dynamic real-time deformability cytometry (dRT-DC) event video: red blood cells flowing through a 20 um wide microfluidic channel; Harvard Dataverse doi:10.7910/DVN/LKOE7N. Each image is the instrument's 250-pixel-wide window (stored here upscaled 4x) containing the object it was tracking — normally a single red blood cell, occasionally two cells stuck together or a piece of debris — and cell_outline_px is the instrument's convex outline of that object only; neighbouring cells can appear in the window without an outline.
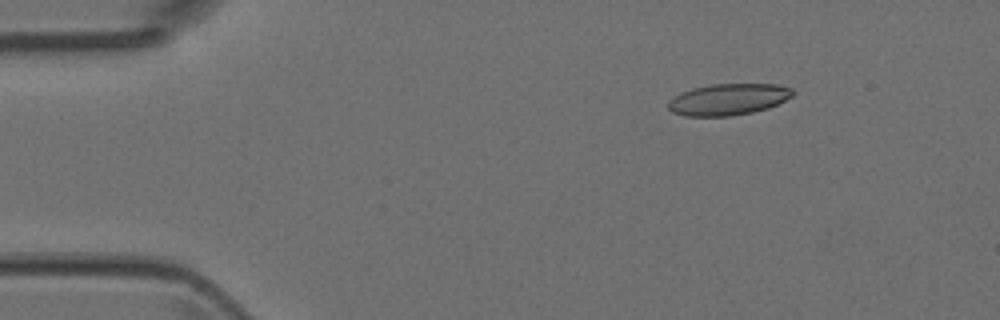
{"species": "Egyptian fruit bat (a non-hibernating species)", "species_latin": "Rousettus aegyptiacus", "temperature_condition": "room temperature", "stored_images_in_passage": 5, "camera_frame_rate_fps": 3000, "um_per_image_px": 0.085, "animal": {"sex": "female"}, "frame": {"image": 1, "passage_image": 2, "time_ms": 1.333, "image_size_px": [1000, 320], "cell_outline_px": [[796, 92], [792, 96], [768, 108], [752, 112], [732, 116], [684, 116], [672, 112], [668, 108], [668, 100], [672, 96], [680, 92], [692, 88], [712, 84], [776, 84], [792, 88]], "centroid_in_image_um": [61.87, 8.44], "position_along_channel_um": 23.1, "area_um2": 23.0}}
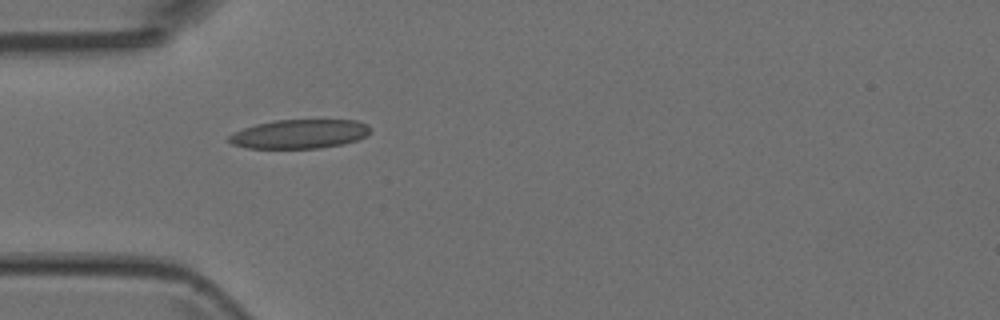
{"frame": {"image": 2, "passage_image": 4, "time_ms": 4.0, "image_size_px": [1000, 320], "cell_outline_px": [[368, 132], [364, 136], [356, 140], [344, 144], [320, 148], [248, 148], [232, 144], [228, 140], [228, 136], [244, 128], [256, 124], [272, 120], [356, 120], [368, 124]], "centroid_in_image_um": [25.44, 11.39], "position_along_channel_um": 59.6, "area_um2": 23.76}}
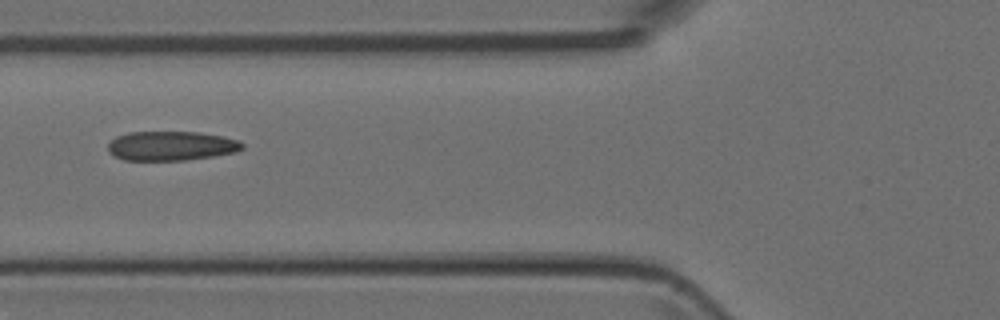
{"frame": {"image": 3, "passage_image": 5, "time_ms": 5.333, "image_size_px": [1000, 320], "cell_outline_px": [[244, 148], [236, 152], [212, 156], [184, 160], [124, 160], [112, 156], [108, 152], [108, 144], [116, 136], [128, 132], [196, 132], [220, 136], [240, 140], [244, 144]], "centroid_in_image_um": [14.53, 12.4], "position_along_channel_um": 111.3, "area_um2": 23.0}}